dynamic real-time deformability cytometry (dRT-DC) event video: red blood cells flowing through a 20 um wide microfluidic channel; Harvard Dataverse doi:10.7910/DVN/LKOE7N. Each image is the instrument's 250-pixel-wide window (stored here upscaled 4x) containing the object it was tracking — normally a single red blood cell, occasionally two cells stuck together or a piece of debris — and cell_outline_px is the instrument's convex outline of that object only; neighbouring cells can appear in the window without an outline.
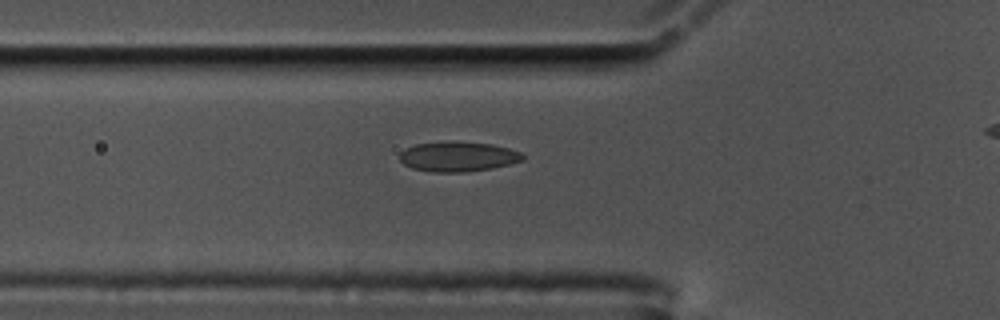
{"species": "common noctule bat (a hibernating species)", "species_latin": "Nyctalus noctula", "temperature_condition": "cold", "stored_images_in_passage": 36, "camera_frame_rate_fps": 3000, "um_per_image_px": 0.085, "animal": {"sex": "male", "body_mass_g": 17.5, "forearm_length_mm": 52.3}, "frame": {"image": 1, "passage_image": 5, "time_ms": 1.333, "image_size_px": [1000, 320], "cell_outline_px": [[524, 160], [492, 168], [464, 172], [432, 172], [412, 168], [404, 164], [400, 160], [400, 152], [404, 148], [416, 144], [452, 140], [492, 144], [508, 148], [520, 152], [524, 156]], "centroid_in_image_um": [38.9, 13.29], "position_along_channel_um": 86.9, "area_um2": 21.62}}
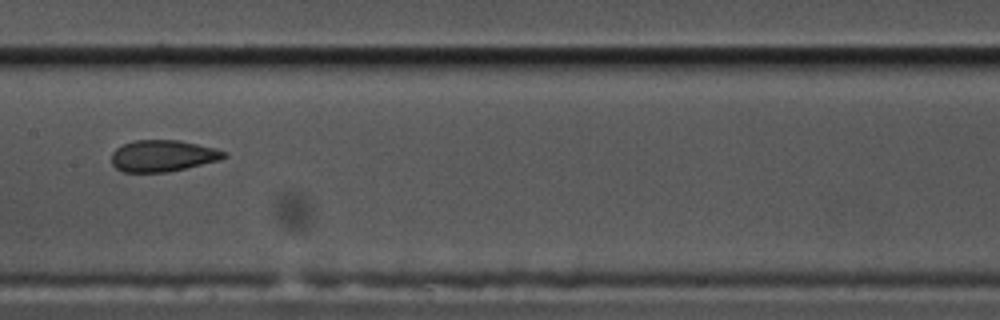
{"frame": {"image": 2, "passage_image": 14, "time_ms": 4.333, "image_size_px": [1000, 320], "cell_outline_px": [[228, 156], [220, 160], [168, 172], [124, 172], [116, 168], [112, 164], [112, 152], [116, 148], [124, 144], [136, 140], [180, 140], [216, 148], [228, 152]], "centroid_in_image_um": [13.87, 13.24], "position_along_channel_um": 193.5, "area_um2": 20.75}}
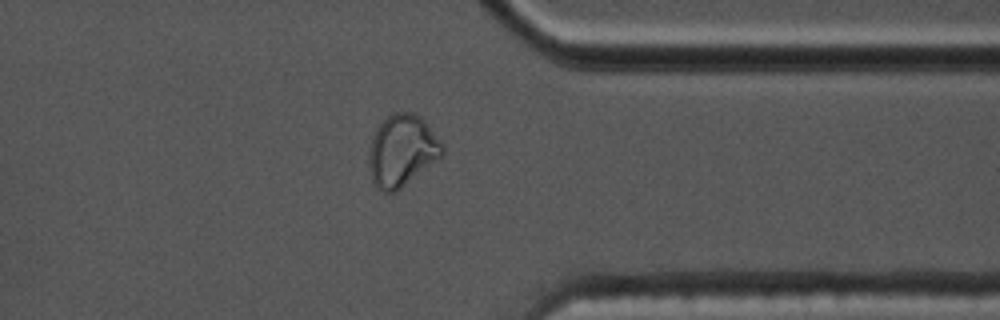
{"frame": {"image": 3, "passage_image": 30, "time_ms": 9.667, "image_size_px": [1000, 320], "cell_outline_px": [[444, 156], [396, 192], [384, 192], [372, 180], [368, 164], [368, 156], [372, 136], [376, 128], [388, 116], [396, 112], [412, 112], [420, 116], [428, 124], [444, 144]], "centroid_in_image_um": [34.2, 12.8], "position_along_channel_um": 377.2, "area_um2": 30.92}, "authors_computed_cell_mechanics": {"area_um2": 21.4438, "velocity_mm_per_s": 3.5486, "shape_relaxation_time_tau1_ms": null, "shape_relaxation_time_tau2_ms": 1.2054, "deformation_change_tau1": null, "deformation_change_tau2": 0.062}}